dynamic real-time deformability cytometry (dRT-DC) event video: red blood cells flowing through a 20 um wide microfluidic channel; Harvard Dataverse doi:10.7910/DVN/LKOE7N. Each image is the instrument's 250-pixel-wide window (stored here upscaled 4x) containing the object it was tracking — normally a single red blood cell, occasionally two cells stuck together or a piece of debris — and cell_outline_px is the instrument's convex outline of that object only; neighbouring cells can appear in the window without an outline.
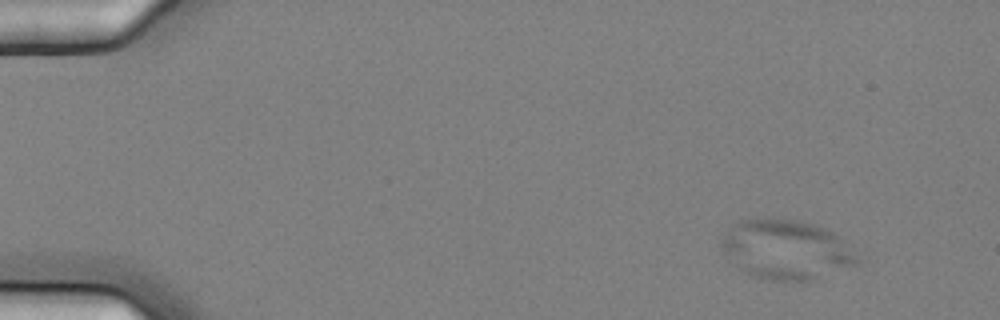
{"species": "common noctule bat (a hibernating species)", "species_latin": "Nyctalus noctula", "temperature_condition": "cold", "stored_images_in_passage": 9, "camera_frame_rate_fps": 3000, "um_per_image_px": 0.085, "animal": {"sex": "female", "body_mass_g": 25.1}, "frame": {"image": 1, "passage_image": 2, "time_ms": 0.333, "image_size_px": [1000, 320], "cell_outline_px": [[860, 260], [856, 264], [812, 280], [768, 280], [748, 276], [736, 264], [720, 244], [720, 240], [740, 220], [800, 220], [816, 224], [832, 232]], "centroid_in_image_um": [66.82, 21.24], "position_along_channel_um": 18.2, "area_um2": 45.6}}
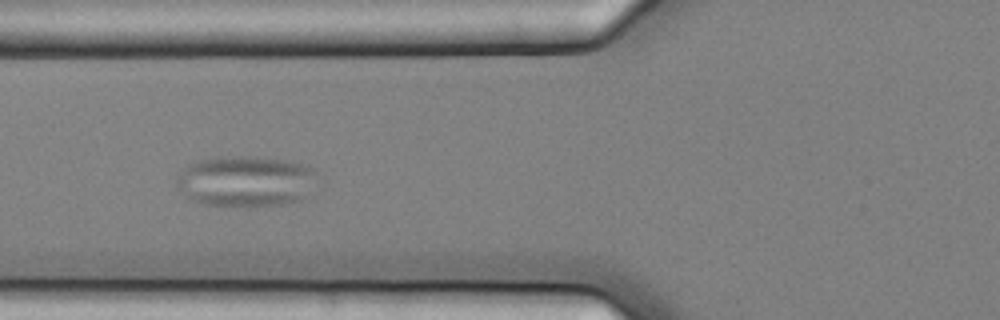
{"frame": {"image": 2, "passage_image": 7, "time_ms": 2.0, "image_size_px": [1000, 320], "cell_outline_px": [[316, 168], [304, 196], [300, 200], [288, 204], [204, 204], [192, 200], [176, 184], [176, 176], [188, 164], [196, 160], [220, 156], [256, 156], [284, 160], [308, 164]], "centroid_in_image_um": [20.83, 15.34], "position_along_channel_um": 105.0, "area_um2": 40.81}}